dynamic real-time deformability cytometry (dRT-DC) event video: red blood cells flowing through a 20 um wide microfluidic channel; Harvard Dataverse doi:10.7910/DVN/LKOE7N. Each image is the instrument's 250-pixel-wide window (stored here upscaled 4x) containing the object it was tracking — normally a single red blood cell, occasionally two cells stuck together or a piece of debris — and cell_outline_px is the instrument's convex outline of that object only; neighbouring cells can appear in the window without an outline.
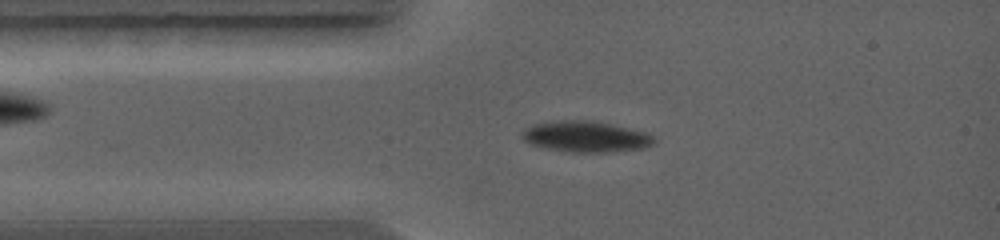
{"species": "common noctule bat (a hibernating species)", "species_latin": "Nyctalus noctula", "temperature_condition": "warm", "stored_images_in_passage": 53, "camera_frame_rate_fps": 5000, "um_per_image_px": 0.085, "animal": {"sex": "female", "body_mass_g": 19.0, "forearm_length_mm": 56.7}, "frame": {"image": 1, "passage_image": 8, "time_ms": 1.4, "image_size_px": [1000, 240], "cell_outline_px": [[656, 144], [648, 148], [612, 152], [568, 152], [528, 144], [520, 136], [524, 128], [532, 124], [556, 120], [596, 120], [648, 132], [656, 140]], "centroid_in_image_um": [49.83, 11.6], "position_along_channel_um": 35.2, "area_um2": 24.51}}
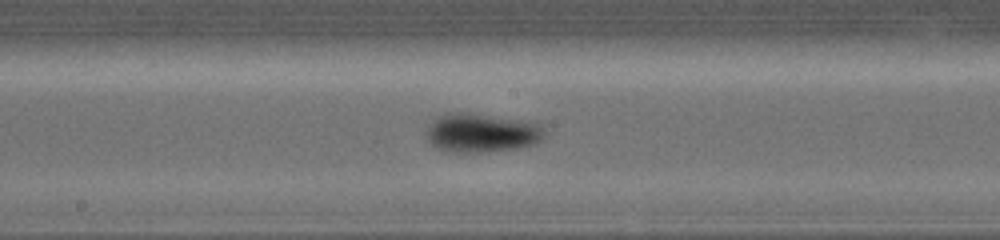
{"frame": {"image": 2, "passage_image": 25, "time_ms": 4.8, "image_size_px": [1000, 240], "cell_outline_px": [[544, 132], [540, 140], [532, 144], [512, 148], [468, 152], [440, 148], [428, 136], [428, 128], [432, 120], [436, 116], [448, 112], [468, 112], [540, 124], [544, 128]], "centroid_in_image_um": [40.93, 11.24], "position_along_channel_um": 207.3, "area_um2": 25.49}}
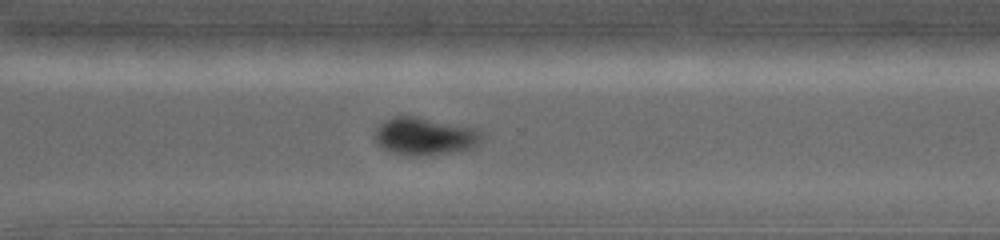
{"frame": {"image": 3, "passage_image": 37, "time_ms": 7.2, "image_size_px": [1000, 240], "cell_outline_px": [[476, 140], [472, 144], [464, 148], [444, 152], [396, 152], [384, 148], [380, 144], [376, 136], [376, 128], [380, 124], [396, 116], [416, 116], [472, 128], [476, 132]], "centroid_in_image_um": [35.97, 11.5], "position_along_channel_um": 334.6, "area_um2": 20.81}}